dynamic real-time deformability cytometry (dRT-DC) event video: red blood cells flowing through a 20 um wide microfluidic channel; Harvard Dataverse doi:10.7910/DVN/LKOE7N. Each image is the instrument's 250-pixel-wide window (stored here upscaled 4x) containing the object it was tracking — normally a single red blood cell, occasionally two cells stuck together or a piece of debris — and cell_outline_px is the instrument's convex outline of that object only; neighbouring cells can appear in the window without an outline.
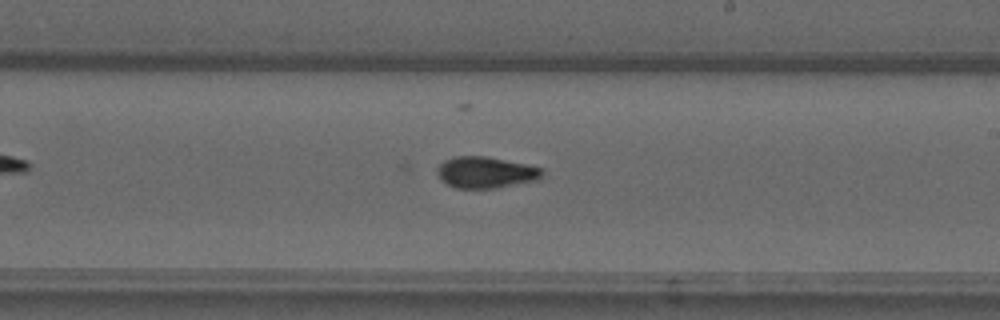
{"species": "common noctule bat (a hibernating species)", "species_latin": "Nyctalus noctula", "temperature_condition": "warm", "stored_images_in_passage": 39, "camera_frame_rate_fps": 3000, "um_per_image_px": 0.085, "animal": {"sex": "male", "forearm_length_mm": 52.5}, "frame": {"image": 1, "passage_image": 16, "time_ms": 5.0, "image_size_px": [1000, 320], "cell_outline_px": [[544, 176], [540, 180], [496, 188], [456, 188], [448, 184], [436, 172], [440, 164], [444, 160], [456, 156], [488, 156], [544, 168]], "centroid_in_image_um": [41.36, 14.65], "position_along_channel_um": 247.6, "area_um2": 19.31}}
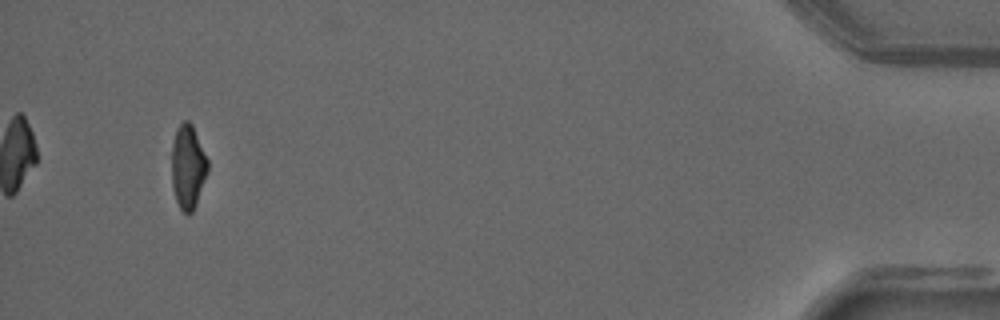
{"frame": {"image": 2, "passage_image": 36, "time_ms": 11.667, "image_size_px": [1000, 320], "cell_outline_px": [[208, 172], [196, 204], [192, 212], [184, 212], [180, 208], [176, 200], [172, 184], [172, 148], [176, 128], [184, 120], [188, 120], [192, 124], [208, 160]], "centroid_in_image_um": [15.98, 14.16], "position_along_channel_um": 419.2, "area_um2": 17.51}}